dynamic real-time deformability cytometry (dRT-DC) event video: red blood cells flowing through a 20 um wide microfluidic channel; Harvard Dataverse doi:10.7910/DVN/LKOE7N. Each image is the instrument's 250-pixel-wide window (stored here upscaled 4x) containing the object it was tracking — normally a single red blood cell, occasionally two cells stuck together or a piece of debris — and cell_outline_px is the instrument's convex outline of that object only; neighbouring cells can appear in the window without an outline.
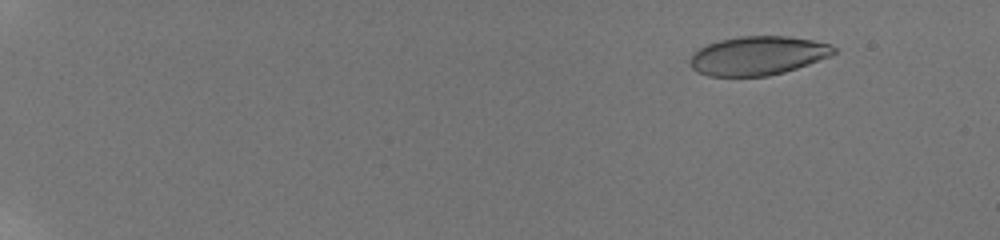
{"species": "human", "species_latin": "Homo sapiens", "temperature_condition": "room temperature", "stored_images_in_passage": 46, "camera_frame_rate_fps": 3000, "um_per_image_px": 0.085, "donor": {"sex": "male"}, "frame": {"image": 1, "passage_image": 1, "time_ms": 0.0, "image_size_px": [1000, 240], "cell_outline_px": [[836, 52], [828, 56], [808, 64], [784, 72], [768, 76], [708, 76], [692, 68], [688, 60], [692, 52], [708, 44], [720, 40], [740, 36], [788, 36], [812, 40], [832, 44], [836, 48]], "centroid_in_image_um": [64.39, 4.73], "position_along_channel_um": 20.6, "area_um2": 32.48}}
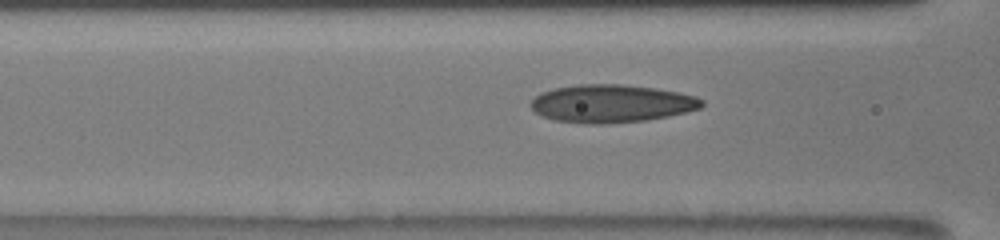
{"frame": {"image": 2, "passage_image": 29, "time_ms": 7.0, "image_size_px": [1000, 240], "cell_outline_px": [[704, 104], [700, 108], [668, 116], [644, 120], [608, 124], [584, 124], [556, 120], [544, 116], [536, 112], [528, 104], [540, 92], [556, 88], [576, 84], [620, 84], [656, 88], [696, 96], [704, 100]], "centroid_in_image_um": [51.96, 8.8], "position_along_channel_um": 114.6, "area_um2": 37.74}}
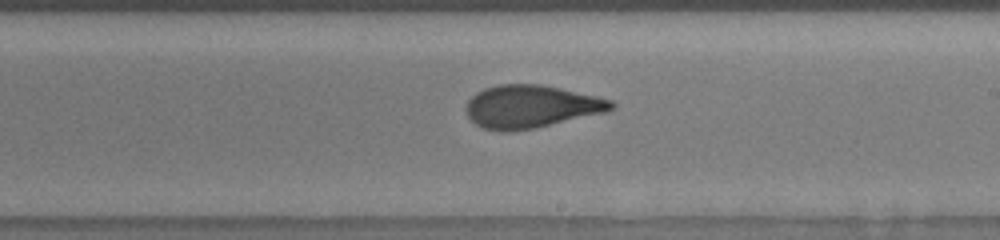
{"frame": {"image": 3, "passage_image": 44, "time_ms": 10.333, "image_size_px": [1000, 240], "cell_outline_px": [[616, 104], [608, 112], [536, 128], [508, 132], [500, 132], [480, 128], [468, 116], [464, 108], [468, 100], [476, 92], [484, 88], [500, 84], [540, 84], [560, 88], [596, 96], [612, 100]], "centroid_in_image_um": [45.12, 9.07], "position_along_channel_um": 243.9, "area_um2": 36.59}}